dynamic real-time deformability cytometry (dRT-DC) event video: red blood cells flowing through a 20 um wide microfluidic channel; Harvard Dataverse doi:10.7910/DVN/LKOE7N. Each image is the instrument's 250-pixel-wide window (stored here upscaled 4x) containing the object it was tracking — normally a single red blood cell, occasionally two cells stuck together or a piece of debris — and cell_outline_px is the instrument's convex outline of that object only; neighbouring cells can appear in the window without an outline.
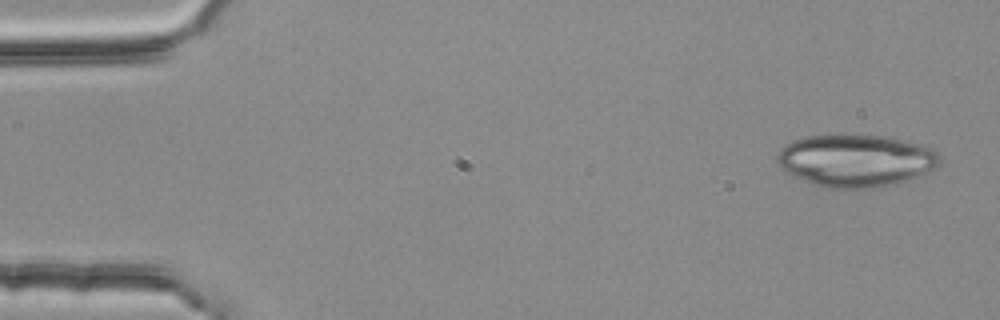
{"species": "common noctule bat (a hibernating species)", "species_latin": "Nyctalus noctula", "temperature_condition": "room temperature", "stored_images_in_passage": 3, "camera_frame_rate_fps": 3000, "um_per_image_px": 0.085, "animal": {"sex": "female", "body_mass_g": 25.1}, "frame": {"image": 1, "passage_image": 1, "time_ms": 0.0, "image_size_px": [1000, 320], "cell_outline_px": [[940, 164], [936, 168], [912, 180], [896, 184], [876, 188], [828, 188], [812, 184], [780, 168], [776, 160], [776, 156], [784, 144], [792, 140], [808, 136], [888, 136], [920, 144], [932, 148], [940, 156]], "centroid_in_image_um": [72.78, 13.67], "position_along_channel_um": 12.2, "area_um2": 49.77}}